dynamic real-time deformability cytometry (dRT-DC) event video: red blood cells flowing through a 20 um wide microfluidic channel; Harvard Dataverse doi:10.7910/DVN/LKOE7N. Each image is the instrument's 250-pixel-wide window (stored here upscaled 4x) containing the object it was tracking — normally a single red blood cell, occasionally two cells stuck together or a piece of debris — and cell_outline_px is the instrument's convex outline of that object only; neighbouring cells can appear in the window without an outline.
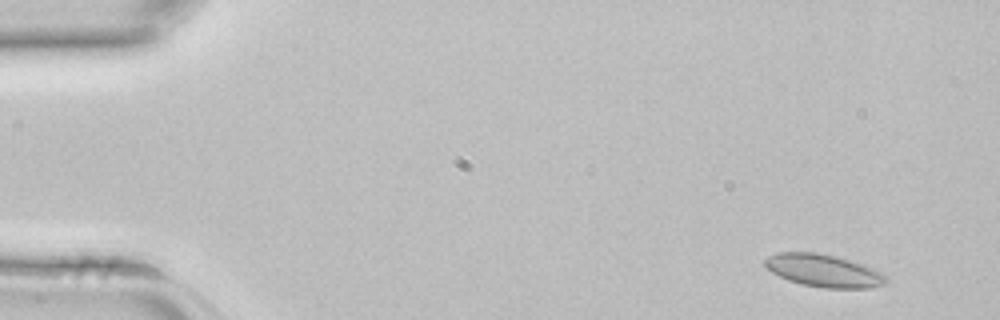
{"species": "common noctule bat (a hibernating species)", "species_latin": "Nyctalus noctula", "temperature_condition": "room temperature", "stored_images_in_passage": 4, "segment_of_instrument_passage": [2, 2], "camera_frame_rate_fps": 3000, "um_per_image_px": 0.085, "animal": {"sex": "female", "body_mass_g": 22.7, "forearm_length_mm": 54.2}, "frame": {"image": 1, "passage_image": 4, "time_ms": 1.0, "image_size_px": [1000, 320], "cell_outline_px": [[888, 280], [884, 284], [868, 288], [824, 288], [800, 284], [788, 280], [772, 272], [764, 264], [764, 260], [768, 256], [776, 252], [816, 252], [836, 256], [860, 264], [880, 272], [888, 276]], "centroid_in_image_um": [69.98, 23.0], "position_along_channel_um": 15.0, "area_um2": 22.89}}